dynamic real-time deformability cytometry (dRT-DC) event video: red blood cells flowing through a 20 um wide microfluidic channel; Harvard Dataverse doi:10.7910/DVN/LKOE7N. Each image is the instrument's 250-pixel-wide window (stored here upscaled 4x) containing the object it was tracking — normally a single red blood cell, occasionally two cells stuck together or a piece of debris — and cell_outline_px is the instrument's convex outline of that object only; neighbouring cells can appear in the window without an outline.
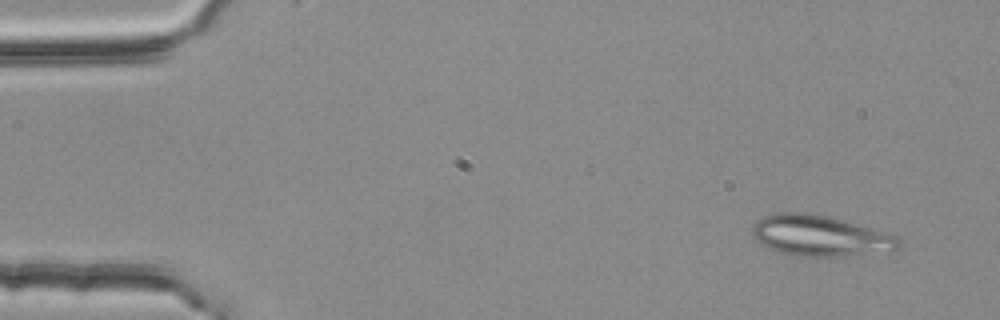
{"species": "common noctule bat (a hibernating species)", "species_latin": "Nyctalus noctula", "temperature_condition": "room temperature", "stored_images_in_passage": 3, "camera_frame_rate_fps": 3000, "um_per_image_px": 0.085, "animal": {"sex": "female", "body_mass_g": 25.1}, "frame": {"image": 1, "passage_image": 1, "time_ms": 0.0, "image_size_px": [1000, 320], "cell_outline_px": [[904, 244], [896, 252], [840, 256], [804, 256], [780, 252], [760, 244], [752, 232], [752, 224], [756, 220], [764, 216], [776, 212], [808, 212], [828, 216], [884, 232], [896, 236]], "centroid_in_image_um": [69.75, 20.04], "position_along_channel_um": 15.2, "area_um2": 35.03}}